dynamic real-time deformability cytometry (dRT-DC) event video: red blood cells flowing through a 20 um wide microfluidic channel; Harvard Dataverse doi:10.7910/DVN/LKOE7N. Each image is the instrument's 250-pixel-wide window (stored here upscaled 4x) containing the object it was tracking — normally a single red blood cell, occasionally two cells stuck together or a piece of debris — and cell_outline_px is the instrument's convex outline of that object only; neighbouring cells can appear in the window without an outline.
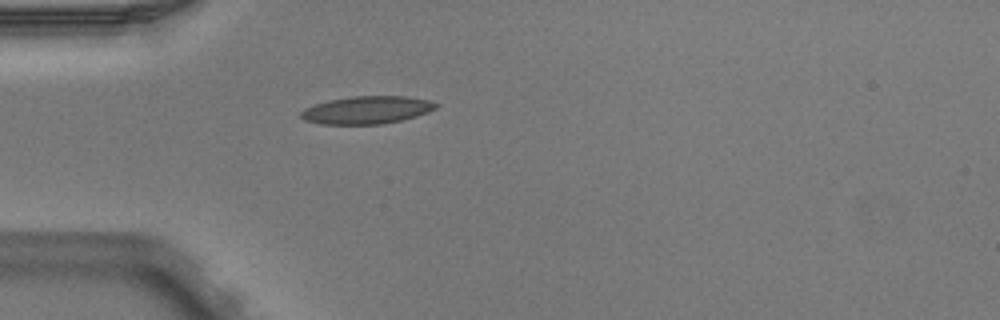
{"species": "Egyptian fruit bat (a non-hibernating species)", "species_latin": "Rousettus aegyptiacus", "temperature_condition": "warm", "stored_images_in_passage": 1, "camera_frame_rate_fps": 3000, "um_per_image_px": 0.085, "animal": {"sex": "male"}, "frame": {"image": 1, "passage_image": 1, "time_ms": 0.0, "image_size_px": [1000, 320], "cell_outline_px": [[440, 104], [436, 108], [428, 112], [416, 116], [384, 124], [320, 124], [304, 120], [300, 116], [300, 112], [304, 108], [328, 100], [352, 96], [404, 96], [428, 100]], "centroid_in_image_um": [31.17, 9.35], "position_along_channel_um": 53.8, "area_um2": 21.79}}